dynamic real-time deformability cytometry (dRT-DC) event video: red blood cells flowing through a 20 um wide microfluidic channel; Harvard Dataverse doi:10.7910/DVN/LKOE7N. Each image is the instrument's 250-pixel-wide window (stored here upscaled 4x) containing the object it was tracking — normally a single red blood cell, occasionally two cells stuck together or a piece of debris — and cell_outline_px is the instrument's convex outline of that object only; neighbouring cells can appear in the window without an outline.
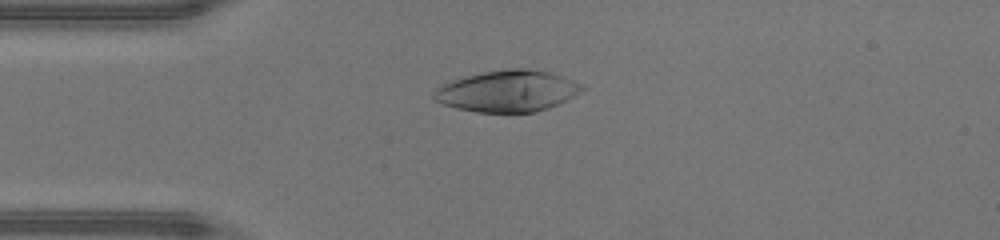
{"species": "human", "species_latin": "Homo sapiens", "temperature_condition": "warm", "stored_images_in_passage": 46, "camera_frame_rate_fps": 3000, "um_per_image_px": 0.085, "donor": {"sex": "male"}, "frame": {"image": 1, "passage_image": 11, "time_ms": 3.333, "image_size_px": [1000, 240], "cell_outline_px": [[584, 88], [580, 92], [548, 108], [536, 112], [476, 112], [456, 108], [444, 104], [436, 100], [432, 96], [432, 92], [436, 88], [448, 80], [464, 76], [484, 72], [508, 68], [524, 68], [548, 72], [584, 84]], "centroid_in_image_um": [43.08, 7.73], "position_along_channel_um": 41.9, "area_um2": 35.6}}
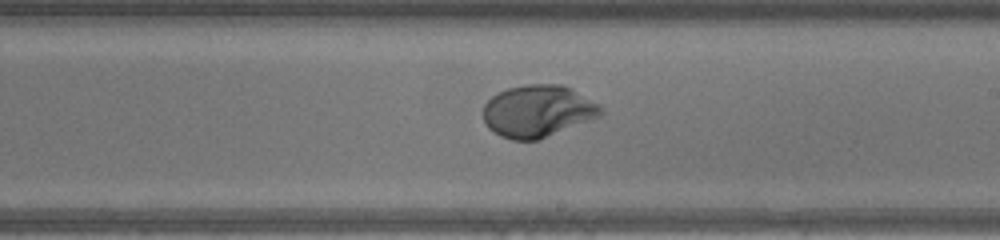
{"frame": {"image": 2, "passage_image": 26, "time_ms": 8.333, "image_size_px": [1000, 240], "cell_outline_px": [[604, 112], [600, 116], [540, 140], [512, 140], [500, 136], [488, 128], [484, 120], [484, 104], [496, 92], [508, 88], [524, 84], [560, 84], [572, 88], [600, 104], [604, 108]], "centroid_in_image_um": [45.73, 9.44], "position_along_channel_um": 243.3, "area_um2": 36.07}}
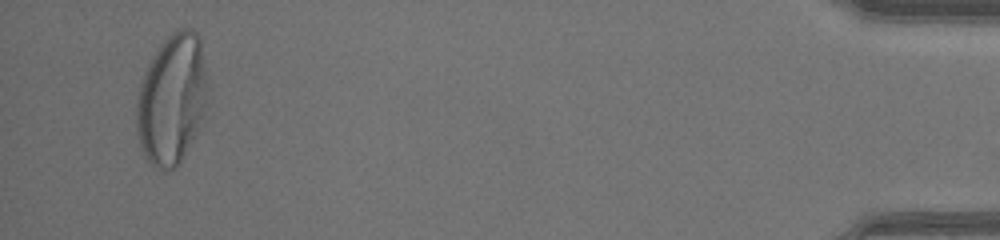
{"frame": {"image": 3, "passage_image": 44, "time_ms": 14.333, "image_size_px": [1000, 240], "cell_outline_px": [[204, 120], [180, 164], [176, 168], [156, 168], [144, 156], [140, 144], [136, 128], [136, 100], [140, 84], [144, 72], [152, 56], [160, 44], [176, 28], [192, 28], [200, 36], [204, 64]], "centroid_in_image_um": [14.58, 8.44], "position_along_channel_um": 420.6, "area_um2": 53.81}, "authors_computed_cell_mechanics": {"area_um2": 36.992, "velocity_mm_per_s": 4.4214, "shape_relaxation_time_tau1_ms": 3.6602, "shape_relaxation_time_tau2_ms": null, "deformation_change_tau1": 0.2785, "deformation_change_tau2": null}}